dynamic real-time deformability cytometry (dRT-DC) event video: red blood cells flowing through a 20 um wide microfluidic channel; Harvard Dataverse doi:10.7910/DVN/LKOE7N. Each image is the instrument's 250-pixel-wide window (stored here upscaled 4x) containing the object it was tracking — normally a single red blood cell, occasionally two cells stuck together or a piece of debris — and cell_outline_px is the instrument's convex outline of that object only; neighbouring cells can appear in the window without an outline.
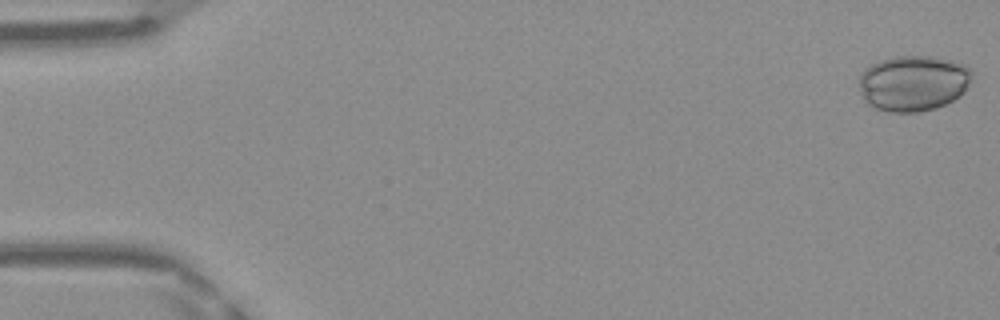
{"species": "Egyptian fruit bat (a non-hibernating species)", "species_latin": "Rousettus aegyptiacus", "temperature_condition": "warm", "stored_images_in_passage": 49, "camera_frame_rate_fps": 3000, "um_per_image_px": 0.085, "frame": {"image": 1, "passage_image": 1, "time_ms": 0.0, "image_size_px": [1000, 320], "cell_outline_px": [[972, 80], [964, 92], [960, 96], [936, 108], [916, 112], [888, 112], [872, 108], [864, 100], [860, 88], [860, 72], [864, 68], [880, 60], [896, 56], [932, 56], [952, 60], [964, 64], [972, 72]], "centroid_in_image_um": [77.62, 7.06], "position_along_channel_um": 7.4, "area_um2": 36.99}}
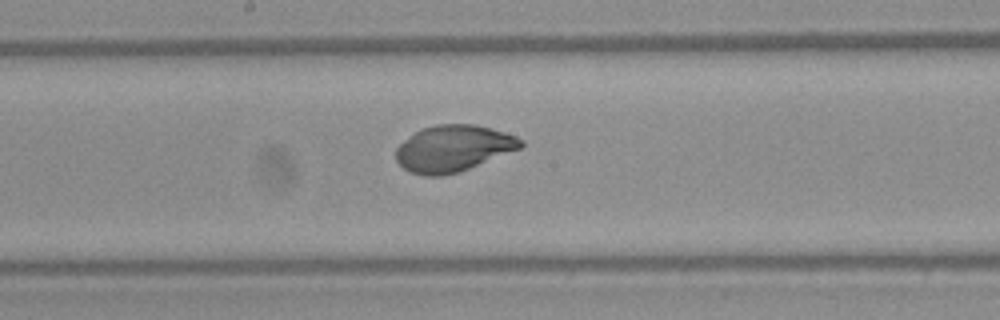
{"frame": {"image": 2, "passage_image": 26, "time_ms": 8.333, "image_size_px": [1000, 320], "cell_outline_px": [[524, 144], [520, 148], [460, 172], [444, 176], [424, 176], [412, 172], [404, 168], [396, 160], [396, 148], [404, 140], [416, 132], [424, 128], [436, 124], [476, 124], [492, 128], [516, 136], [524, 140]], "centroid_in_image_um": [38.54, 12.62], "position_along_channel_um": 209.7, "area_um2": 33.7}}
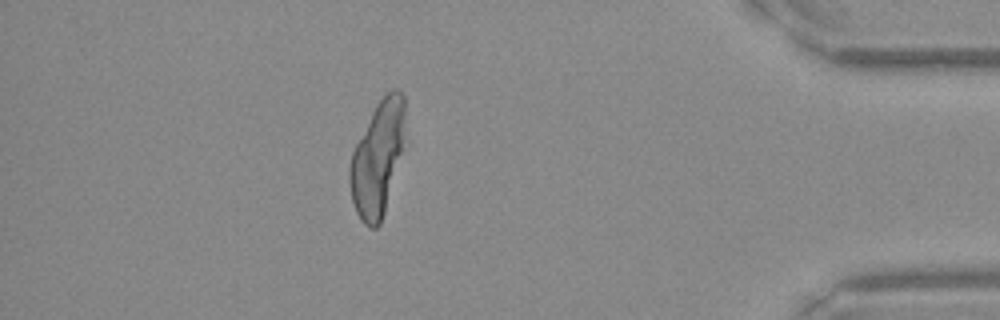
{"frame": {"image": 3, "passage_image": 43, "time_ms": 14.0, "image_size_px": [1000, 320], "cell_outline_px": [[404, 120], [400, 152], [384, 212], [380, 224], [376, 228], [372, 228], [364, 224], [360, 220], [356, 212], [352, 200], [348, 176], [352, 152], [376, 104], [392, 88], [396, 88], [404, 96]], "centroid_in_image_um": [32.04, 13.48], "position_along_channel_um": 403.2, "area_um2": 35.6}}